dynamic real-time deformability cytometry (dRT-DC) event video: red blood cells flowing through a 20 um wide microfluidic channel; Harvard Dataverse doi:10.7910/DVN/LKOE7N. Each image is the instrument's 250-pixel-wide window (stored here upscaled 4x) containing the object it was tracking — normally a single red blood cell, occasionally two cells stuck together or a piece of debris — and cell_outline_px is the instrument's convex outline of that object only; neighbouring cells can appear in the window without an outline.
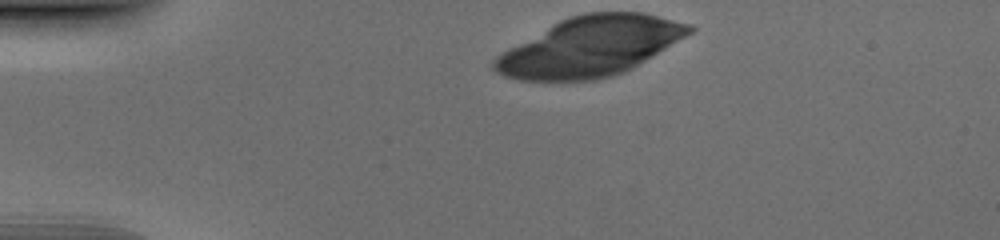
{"species": "human", "species_latin": "Homo sapiens", "temperature_condition": "cold", "stored_images_in_passage": 10, "camera_frame_rate_fps": 3000, "um_per_image_px": 0.085, "donor": {"sex": "male"}, "frame": {"image": 1, "passage_image": 1, "time_ms": 0.0, "image_size_px": [1000, 240], "cell_outline_px": [[696, 28], [692, 32], [632, 68], [624, 72], [612, 76], [596, 80], [520, 80], [504, 76], [496, 72], [492, 68], [492, 60], [500, 52], [552, 24], [568, 16], [584, 12], [644, 12], [692, 24]], "centroid_in_image_um": [50.14, 3.95], "position_along_channel_um": 34.9, "area_um2": 67.63}}